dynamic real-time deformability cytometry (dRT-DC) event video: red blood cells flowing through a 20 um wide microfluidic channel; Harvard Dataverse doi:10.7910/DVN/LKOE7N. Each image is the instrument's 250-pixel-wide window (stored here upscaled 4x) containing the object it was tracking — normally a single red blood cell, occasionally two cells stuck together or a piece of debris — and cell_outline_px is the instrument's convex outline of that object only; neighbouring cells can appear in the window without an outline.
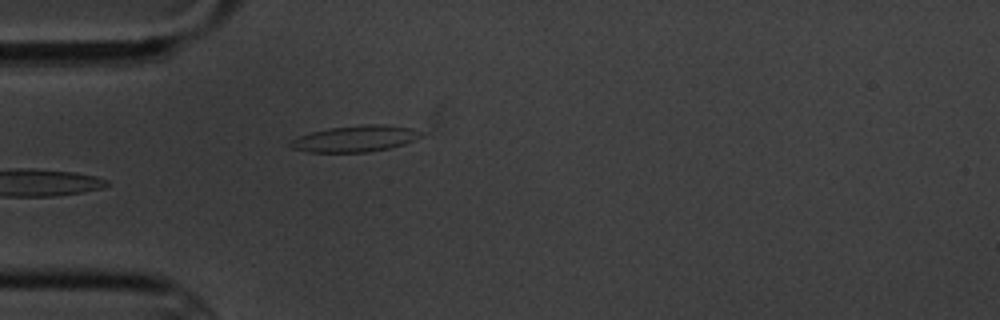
{"species": "common noctule bat (a hibernating species)", "species_latin": "Nyctalus noctula", "temperature_condition": "cold", "stored_images_in_passage": 5, "camera_frame_rate_fps": 3000, "um_per_image_px": 0.085, "animal": {"sex": "male", "body_mass_g": 20.1, "forearm_length_mm": 53.5}, "frame": {"image": 1, "passage_image": 5, "time_ms": 4.667, "image_size_px": [1000, 320], "cell_outline_px": [[424, 136], [404, 144], [388, 148], [368, 152], [308, 152], [292, 148], [288, 144], [288, 140], [312, 132], [328, 128], [364, 124], [384, 124], [412, 128], [424, 132]], "centroid_in_image_um": [30.21, 11.78], "position_along_channel_um": 54.8, "area_um2": 20.17}}